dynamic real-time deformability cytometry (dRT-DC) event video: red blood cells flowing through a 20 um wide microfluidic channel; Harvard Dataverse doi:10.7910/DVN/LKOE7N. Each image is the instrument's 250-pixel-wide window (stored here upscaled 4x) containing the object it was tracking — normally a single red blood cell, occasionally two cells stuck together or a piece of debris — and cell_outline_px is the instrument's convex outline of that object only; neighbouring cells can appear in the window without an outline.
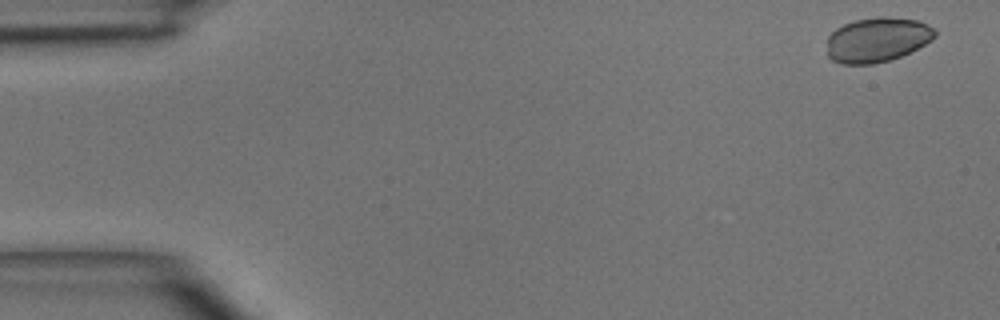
{"species": "common noctule bat (a hibernating species)", "species_latin": "Nyctalus noctula", "temperature_condition": "room temperature", "stored_images_in_passage": 4, "camera_frame_rate_fps": 3000, "um_per_image_px": 0.085, "animal": {"sex": "male", "body_mass_g": 15.6}, "frame": {"image": 1, "passage_image": 1, "time_ms": 0.0, "image_size_px": [1000, 320], "cell_outline_px": [[936, 36], [932, 40], [900, 56], [888, 60], [872, 64], [840, 64], [832, 60], [828, 56], [828, 36], [836, 28], [844, 24], [856, 20], [880, 16], [884, 16], [920, 20], [936, 28]], "centroid_in_image_um": [74.58, 3.36], "position_along_channel_um": 10.4, "area_um2": 28.15}}